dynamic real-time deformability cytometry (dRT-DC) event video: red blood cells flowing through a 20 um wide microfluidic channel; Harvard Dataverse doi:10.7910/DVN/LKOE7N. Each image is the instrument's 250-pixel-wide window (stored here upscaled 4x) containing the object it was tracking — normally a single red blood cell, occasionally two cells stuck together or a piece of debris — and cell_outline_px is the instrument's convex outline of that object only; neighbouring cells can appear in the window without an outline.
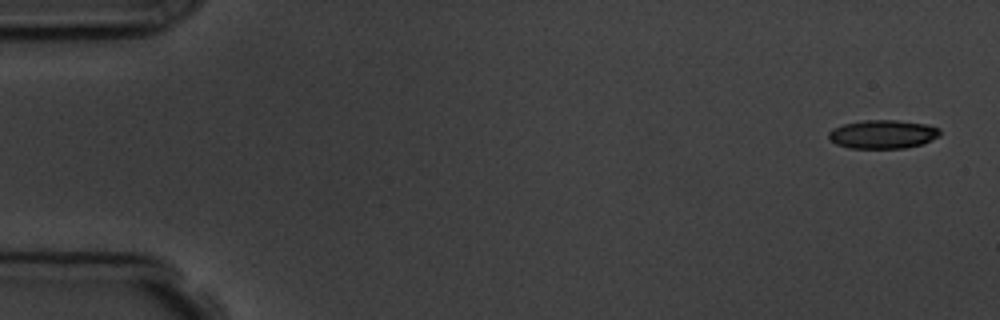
{"species": "common noctule bat (a hibernating species)", "species_latin": "Nyctalus noctula", "temperature_condition": "room temperature", "stored_images_in_passage": 4, "camera_frame_rate_fps": 3000, "um_per_image_px": 0.085, "animal": {"sex": "male", "body_mass_g": 19.5, "forearm_length_mm": 54.6}, "frame": {"image": 1, "passage_image": 1, "time_ms": 0.0, "image_size_px": [1000, 320], "cell_outline_px": [[940, 136], [920, 144], [904, 148], [848, 148], [836, 144], [828, 140], [828, 132], [832, 128], [844, 124], [864, 120], [896, 120], [928, 124], [940, 128]], "centroid_in_image_um": [75.01, 11.41], "position_along_channel_um": 10.0, "area_um2": 18.67}}
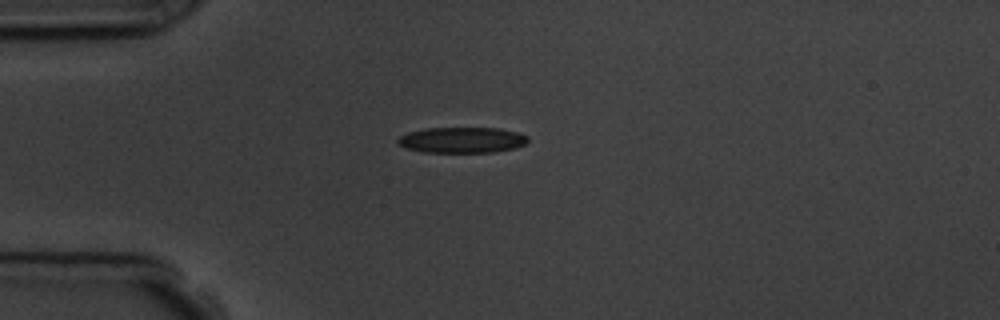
{"frame": {"image": 2, "passage_image": 4, "time_ms": 4.0, "image_size_px": [1000, 320], "cell_outline_px": [[528, 140], [524, 144], [516, 148], [496, 152], [424, 152], [404, 148], [396, 140], [400, 136], [408, 132], [424, 128], [500, 128], [520, 132], [528, 136]], "centroid_in_image_um": [39.29, 11.9], "position_along_channel_um": 45.7, "area_um2": 19.71}}